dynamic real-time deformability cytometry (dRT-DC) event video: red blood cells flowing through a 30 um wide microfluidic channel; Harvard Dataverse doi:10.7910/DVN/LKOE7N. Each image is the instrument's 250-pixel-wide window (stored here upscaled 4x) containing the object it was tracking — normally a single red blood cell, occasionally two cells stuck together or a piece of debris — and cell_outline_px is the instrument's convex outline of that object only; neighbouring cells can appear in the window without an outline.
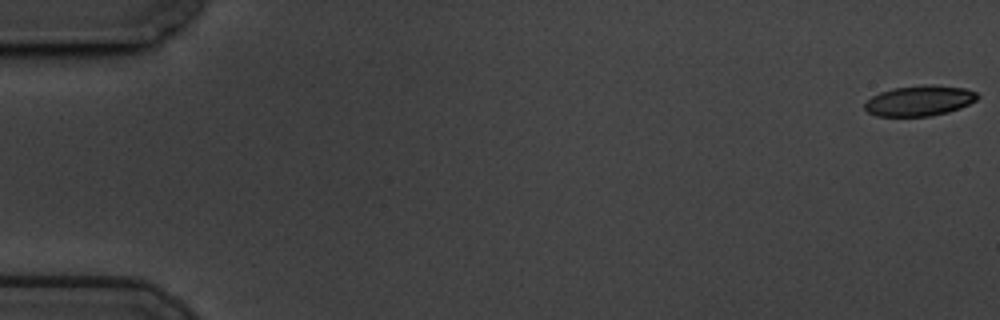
{"species": "common noctule bat (a hibernating species)", "species_latin": "Nyctalus noctula", "temperature_condition": "cold", "stored_images_in_passage": 14, "camera_frame_rate_fps": 3000, "um_per_image_px": 0.085, "animal": {"sex": "male", "body_mass_g": 19.5, "forearm_length_mm": 54.6}, "frame": {"image": 1, "passage_image": 1, "time_ms": 0.0, "image_size_px": [1000, 320], "cell_outline_px": [[980, 96], [976, 100], [960, 108], [948, 112], [932, 116], [876, 116], [868, 112], [864, 108], [864, 104], [872, 96], [880, 92], [892, 88], [924, 84], [936, 84], [964, 88], [976, 92]], "centroid_in_image_um": [78.16, 8.55], "position_along_channel_um": 6.8, "area_um2": 20.17}}